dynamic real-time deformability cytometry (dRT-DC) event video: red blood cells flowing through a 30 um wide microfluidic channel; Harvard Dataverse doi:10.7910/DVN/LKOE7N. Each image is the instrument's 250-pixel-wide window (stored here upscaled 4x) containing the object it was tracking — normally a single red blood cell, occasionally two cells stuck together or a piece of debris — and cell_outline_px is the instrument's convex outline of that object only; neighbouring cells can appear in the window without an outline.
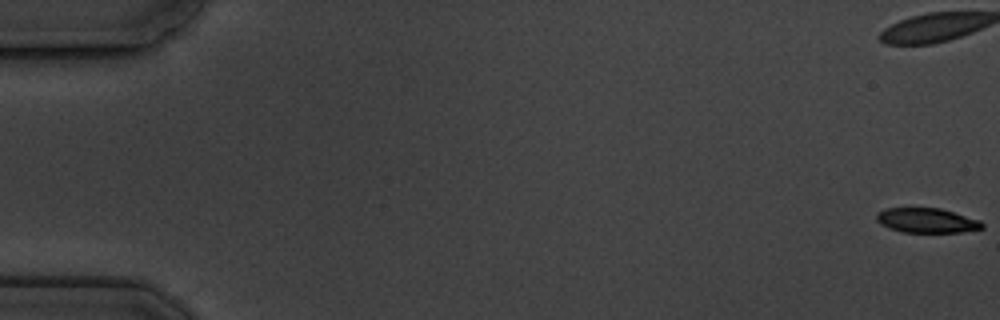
{"species": "common noctule bat (a hibernating species)", "species_latin": "Nyctalus noctula", "temperature_condition": "cold", "stored_images_in_passage": 7, "camera_frame_rate_fps": 3000, "um_per_image_px": 0.085, "animal": {"sex": "male", "body_mass_g": 19.5, "forearm_length_mm": 54.6}, "frame": {"image": 1, "passage_image": 1, "time_ms": 0.0, "image_size_px": [1000, 320], "cell_outline_px": [[984, 228], [960, 232], [904, 232], [888, 228], [880, 224], [876, 220], [876, 212], [884, 208], [940, 208], [980, 220], [984, 224]], "centroid_in_image_um": [78.74, 18.73], "position_along_channel_um": 6.3, "area_um2": 15.26}}